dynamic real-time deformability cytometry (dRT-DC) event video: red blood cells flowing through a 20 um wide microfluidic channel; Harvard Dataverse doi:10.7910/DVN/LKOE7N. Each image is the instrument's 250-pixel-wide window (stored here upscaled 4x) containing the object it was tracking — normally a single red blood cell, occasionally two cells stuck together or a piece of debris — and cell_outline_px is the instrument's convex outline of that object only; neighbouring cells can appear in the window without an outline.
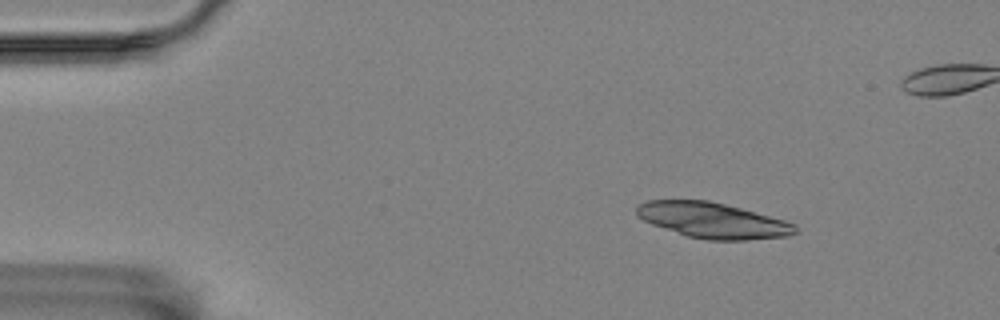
{"species": "Egyptian fruit bat (a non-hibernating species)", "species_latin": "Rousettus aegyptiacus", "temperature_condition": "room temperature", "stored_images_in_passage": 9, "camera_frame_rate_fps": 3000, "um_per_image_px": 0.085, "animal": {"sex": "female"}, "frame": {"image": 1, "passage_image": 1, "time_ms": 0.0, "image_size_px": [1000, 320], "cell_outline_px": [[796, 232], [788, 236], [748, 240], [708, 240], [688, 236], [652, 224], [636, 216], [636, 208], [640, 204], [648, 200], [708, 200], [740, 208], [784, 220], [796, 224]], "centroid_in_image_um": [60.58, 18.73], "position_along_channel_um": 24.4, "area_um2": 32.54}}